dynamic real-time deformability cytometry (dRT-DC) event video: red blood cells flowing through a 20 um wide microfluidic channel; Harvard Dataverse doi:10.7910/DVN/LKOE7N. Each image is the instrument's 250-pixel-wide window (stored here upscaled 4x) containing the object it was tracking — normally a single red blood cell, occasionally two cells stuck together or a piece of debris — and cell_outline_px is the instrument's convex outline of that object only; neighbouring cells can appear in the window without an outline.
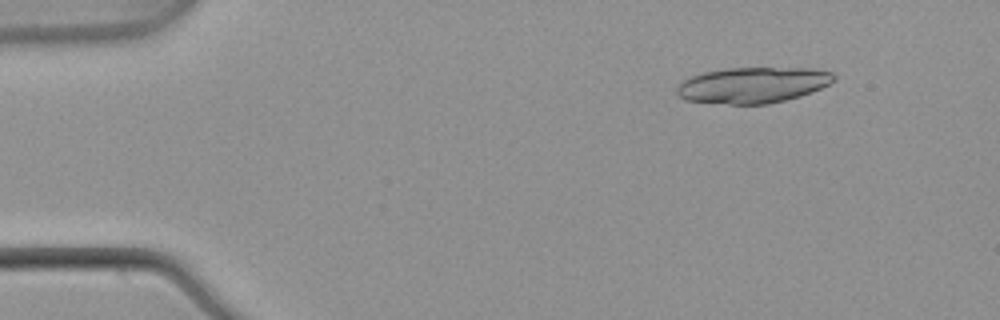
{"species": "common noctule bat (a hibernating species)", "species_latin": "Nyctalus noctula", "temperature_condition": "warm", "stored_images_in_passage": 14, "camera_frame_rate_fps": 3000, "um_per_image_px": 0.085, "animal": {"sex": "male", "body_mass_g": 21.5, "forearm_length_mm": 52.0}, "frame": {"image": 1, "passage_image": 2, "time_ms": 0.333, "image_size_px": [1000, 320], "cell_outline_px": [[836, 80], [812, 92], [800, 96], [768, 104], [728, 104], [684, 100], [676, 92], [676, 88], [684, 80], [692, 76], [704, 72], [728, 68], [812, 68], [832, 72], [836, 76]], "centroid_in_image_um": [64.01, 7.23], "position_along_channel_um": 21.0, "area_um2": 32.77}}